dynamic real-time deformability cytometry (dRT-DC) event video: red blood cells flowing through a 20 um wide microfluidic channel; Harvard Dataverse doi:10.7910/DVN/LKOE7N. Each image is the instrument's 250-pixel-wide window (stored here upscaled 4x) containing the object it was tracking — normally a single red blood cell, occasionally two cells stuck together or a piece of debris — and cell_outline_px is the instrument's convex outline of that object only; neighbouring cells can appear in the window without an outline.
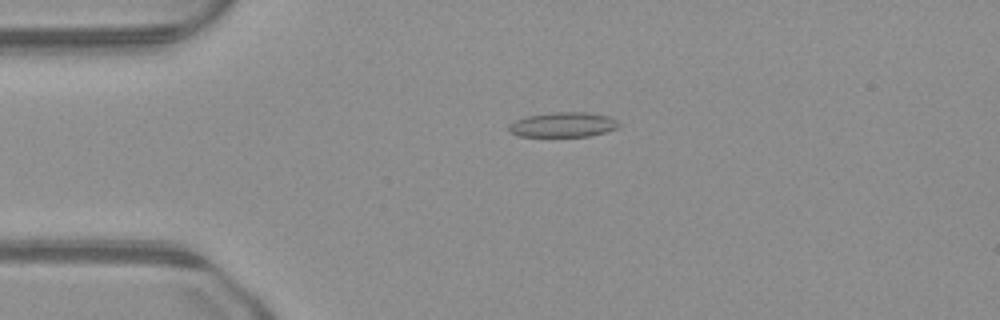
{"species": "common noctule bat (a hibernating species)", "species_latin": "Nyctalus noctula", "temperature_condition": "warm", "stored_images_in_passage": 49, "camera_frame_rate_fps": 3000, "um_per_image_px": 0.085, "animal": {"sex": "male", "body_mass_g": 23.1, "forearm_length_mm": 52.7}, "frame": {"image": 1, "passage_image": 11, "time_ms": 3.333, "image_size_px": [1000, 320], "cell_outline_px": [[620, 124], [616, 128], [604, 132], [588, 136], [516, 136], [508, 132], [508, 124], [524, 116], [552, 112], [584, 112], [608, 116], [616, 120]], "centroid_in_image_um": [47.79, 10.59], "position_along_channel_um": 37.2, "area_um2": 15.95}}
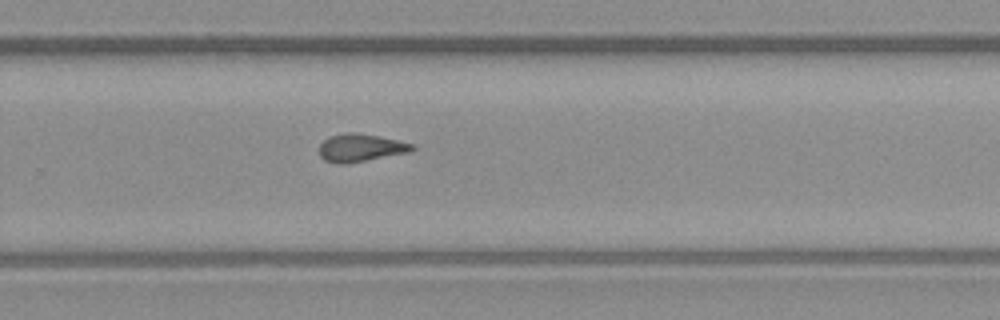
{"frame": {"image": 2, "passage_image": 32, "time_ms": 10.333, "image_size_px": [1000, 320], "cell_outline_px": [[416, 148], [408, 152], [348, 164], [336, 164], [324, 160], [320, 156], [320, 144], [328, 136], [344, 132], [356, 132], [380, 136], [416, 144]], "centroid_in_image_um": [30.65, 12.55], "position_along_channel_um": 299.2, "area_um2": 15.32}}
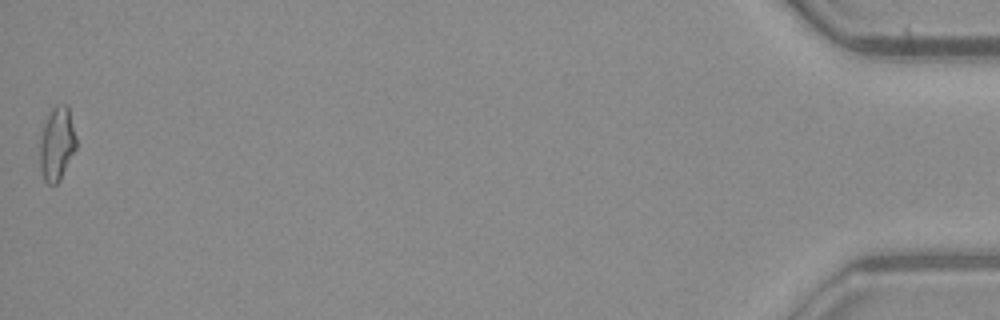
{"frame": {"image": 3, "passage_image": 49, "time_ms": 16.0, "image_size_px": [1000, 320], "cell_outline_px": [[76, 148], [60, 180], [52, 188], [44, 180], [40, 168], [40, 132], [52, 108], [56, 104], [68, 104], [76, 136]], "centroid_in_image_um": [4.83, 12.23], "position_along_channel_um": 430.4, "area_um2": 15.84}}